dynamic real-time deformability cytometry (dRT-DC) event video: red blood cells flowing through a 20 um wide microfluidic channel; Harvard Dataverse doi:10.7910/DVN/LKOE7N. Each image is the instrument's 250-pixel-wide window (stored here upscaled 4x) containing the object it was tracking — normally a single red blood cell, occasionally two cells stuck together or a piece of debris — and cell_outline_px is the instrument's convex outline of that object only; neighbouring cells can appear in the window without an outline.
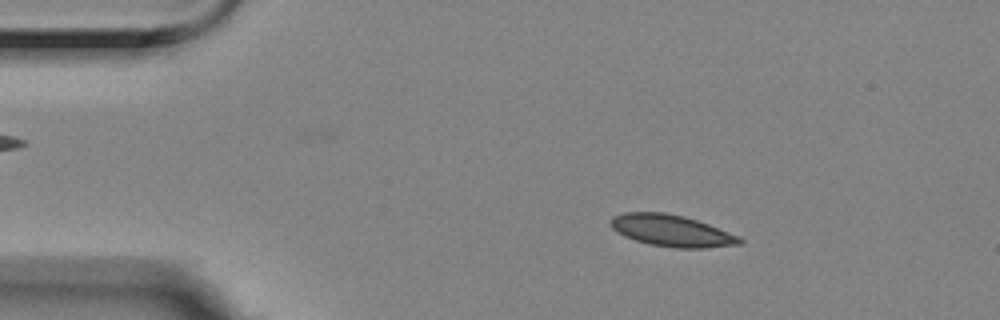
{"species": "Egyptian fruit bat (a non-hibernating species)", "species_latin": "Rousettus aegyptiacus", "temperature_condition": "room temperature", "stored_images_in_passage": 55, "camera_frame_rate_fps": 3000, "um_per_image_px": 0.085, "animal": {"sex": "female"}, "frame": {"image": 1, "passage_image": 8, "time_ms": 2.333, "image_size_px": [1000, 320], "cell_outline_px": [[744, 240], [740, 244], [704, 248], [676, 248], [648, 244], [624, 236], [616, 232], [608, 224], [608, 220], [612, 216], [624, 212], [664, 212], [684, 216], [708, 224], [740, 236]], "centroid_in_image_um": [57.04, 19.6], "position_along_channel_um": 28.0, "area_um2": 23.99}}
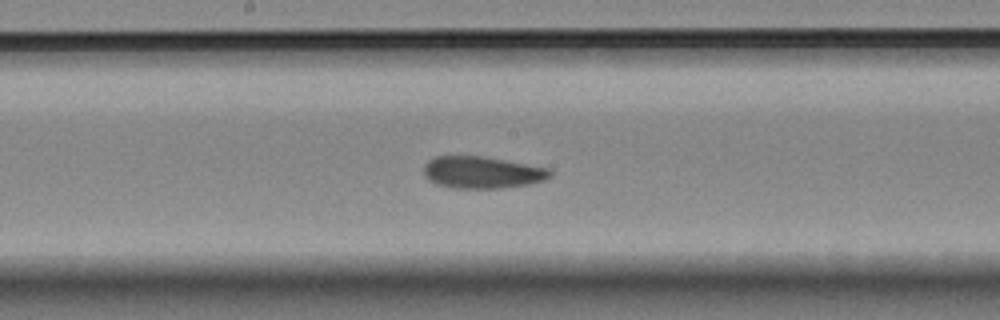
{"frame": {"image": 2, "passage_image": 28, "time_ms": 9.0, "image_size_px": [1000, 320], "cell_outline_px": [[552, 176], [544, 180], [528, 184], [504, 188], [448, 188], [436, 184], [428, 180], [424, 176], [424, 164], [428, 160], [436, 156], [484, 156], [552, 168]], "centroid_in_image_um": [40.99, 14.65], "position_along_channel_um": 207.2, "area_um2": 23.93}}
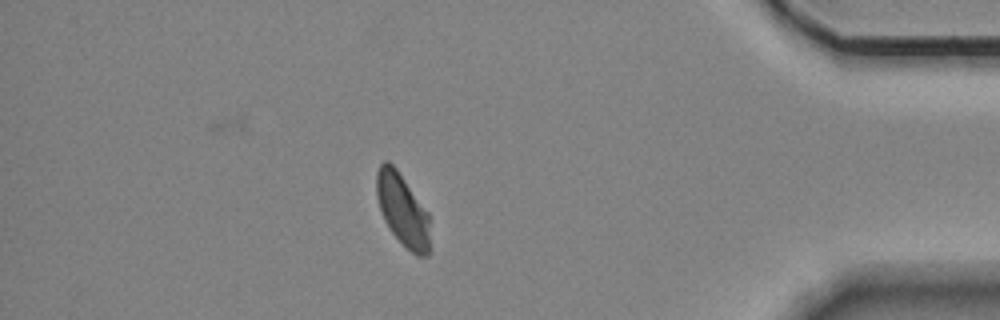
{"frame": {"image": 3, "passage_image": 48, "time_ms": 15.667, "image_size_px": [1000, 320], "cell_outline_px": [[428, 256], [416, 256], [388, 228], [384, 220], [376, 196], [376, 172], [380, 164], [384, 160], [388, 160], [396, 168], [428, 212]], "centroid_in_image_um": [34.18, 17.79], "position_along_channel_um": 401.0, "area_um2": 22.08}, "authors_computed_cell_mechanics": {"area_um2": 23.4668, "velocity_mm_per_s": 3.4981, "shape_relaxation_time_tau1_ms": null, "shape_relaxation_time_tau2_ms": 3.0909, "deformation_change_tau1": null, "deformation_change_tau2": 0.0542}}